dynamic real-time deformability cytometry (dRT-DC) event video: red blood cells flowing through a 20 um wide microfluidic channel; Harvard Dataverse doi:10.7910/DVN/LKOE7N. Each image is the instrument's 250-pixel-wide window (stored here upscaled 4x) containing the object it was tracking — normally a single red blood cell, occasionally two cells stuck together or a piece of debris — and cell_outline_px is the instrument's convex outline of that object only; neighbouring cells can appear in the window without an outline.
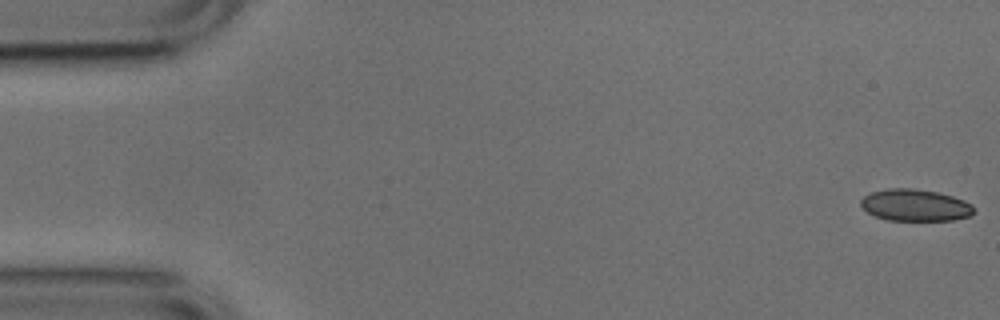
{"species": "common noctule bat (a hibernating species)", "species_latin": "Nyctalus noctula", "temperature_condition": "cold", "stored_images_in_passage": 12, "camera_frame_rate_fps": 3000, "um_per_image_px": 0.085, "animal": {"sex": "male", "body_mass_g": 17.9, "forearm_length_mm": 54.2}, "frame": {"image": 1, "passage_image": 1, "time_ms": 0.0, "image_size_px": [1000, 320], "cell_outline_px": [[976, 212], [972, 216], [952, 220], [888, 220], [876, 216], [868, 212], [860, 204], [860, 200], [868, 192], [888, 188], [912, 188], [936, 192], [952, 196], [964, 200], [972, 204], [976, 208]], "centroid_in_image_um": [77.82, 17.44], "position_along_channel_um": 7.2, "area_um2": 21.15}}